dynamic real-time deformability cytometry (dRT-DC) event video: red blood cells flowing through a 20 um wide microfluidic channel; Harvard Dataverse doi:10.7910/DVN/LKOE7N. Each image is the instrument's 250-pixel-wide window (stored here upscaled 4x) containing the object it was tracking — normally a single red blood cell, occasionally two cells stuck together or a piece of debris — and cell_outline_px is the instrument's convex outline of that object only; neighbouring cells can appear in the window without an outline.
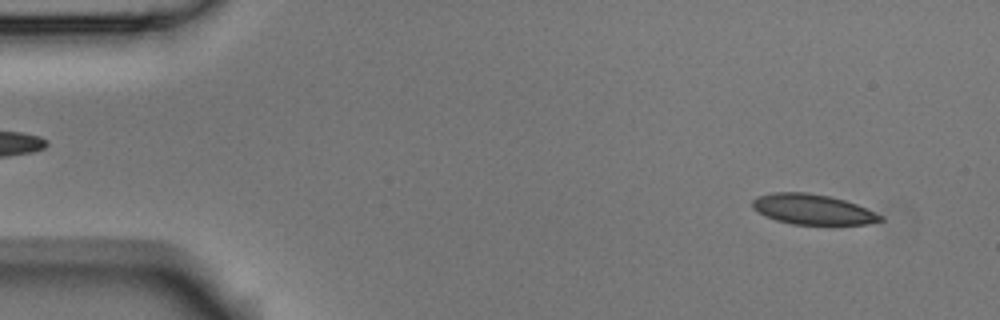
{"species": "Egyptian fruit bat (a non-hibernating species)", "species_latin": "Rousettus aegyptiacus", "temperature_condition": "room temperature", "stored_images_in_passage": 4, "segment_of_instrument_passage": [2, 2], "camera_frame_rate_fps": 3000, "um_per_image_px": 0.085, "animal": {"sex": "male"}, "frame": {"image": 1, "passage_image": 4, "time_ms": 1.0, "image_size_px": [1000, 320], "cell_outline_px": [[884, 220], [868, 224], [832, 228], [792, 224], [776, 220], [752, 208], [752, 200], [760, 196], [772, 192], [808, 192], [828, 196], [844, 200], [856, 204], [884, 216]], "centroid_in_image_um": [69.17, 17.85], "position_along_channel_um": 15.8, "area_um2": 23.41}}